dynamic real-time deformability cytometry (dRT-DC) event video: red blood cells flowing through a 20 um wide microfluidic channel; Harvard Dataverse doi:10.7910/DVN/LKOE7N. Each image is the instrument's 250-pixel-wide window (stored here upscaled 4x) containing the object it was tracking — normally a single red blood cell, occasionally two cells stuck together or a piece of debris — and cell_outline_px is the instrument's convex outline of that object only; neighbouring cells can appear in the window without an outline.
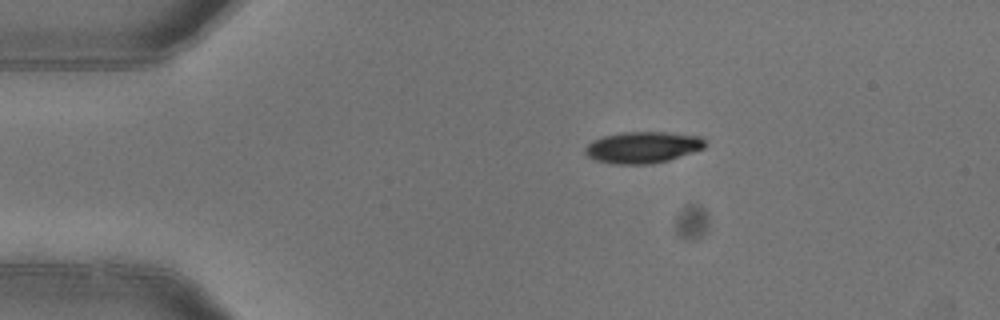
{"species": "common noctule bat (a hibernating species)", "species_latin": "Nyctalus noctula", "temperature_condition": "warm", "stored_images_in_passage": 3, "camera_frame_rate_fps": 3000, "um_per_image_px": 0.085, "animal": {"sex": "female"}, "frame": {"image": 1, "passage_image": 1, "time_ms": 0.0, "image_size_px": [1000, 320], "cell_outline_px": [[704, 148], [668, 160], [652, 164], [612, 164], [596, 160], [588, 156], [584, 152], [584, 148], [592, 140], [604, 136], [624, 132], [664, 132], [704, 136]], "centroid_in_image_um": [54.62, 12.52], "position_along_channel_um": 30.4, "area_um2": 21.96}}
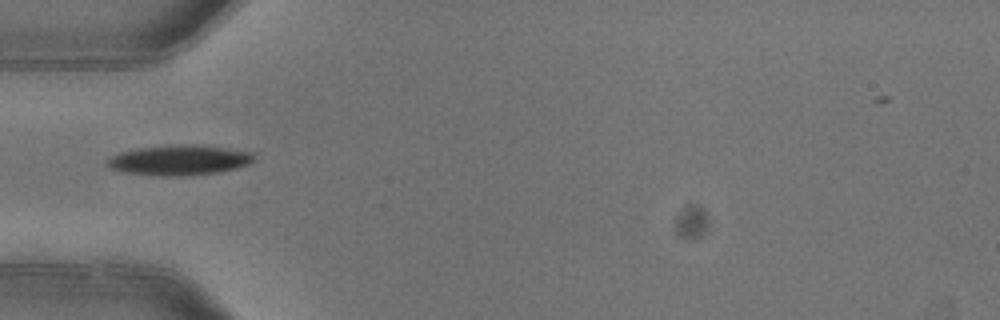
{"frame": {"image": 2, "passage_image": 3, "time_ms": 0.667, "image_size_px": [1000, 320], "cell_outline_px": [[256, 156], [248, 164], [236, 168], [216, 172], [176, 176], [168, 176], [124, 172], [112, 168], [104, 164], [112, 156], [120, 152], [140, 148], [180, 144], [188, 144], [228, 148], [252, 152]], "centroid_in_image_um": [15.25, 13.6], "position_along_channel_um": 69.8, "area_um2": 25.32}}